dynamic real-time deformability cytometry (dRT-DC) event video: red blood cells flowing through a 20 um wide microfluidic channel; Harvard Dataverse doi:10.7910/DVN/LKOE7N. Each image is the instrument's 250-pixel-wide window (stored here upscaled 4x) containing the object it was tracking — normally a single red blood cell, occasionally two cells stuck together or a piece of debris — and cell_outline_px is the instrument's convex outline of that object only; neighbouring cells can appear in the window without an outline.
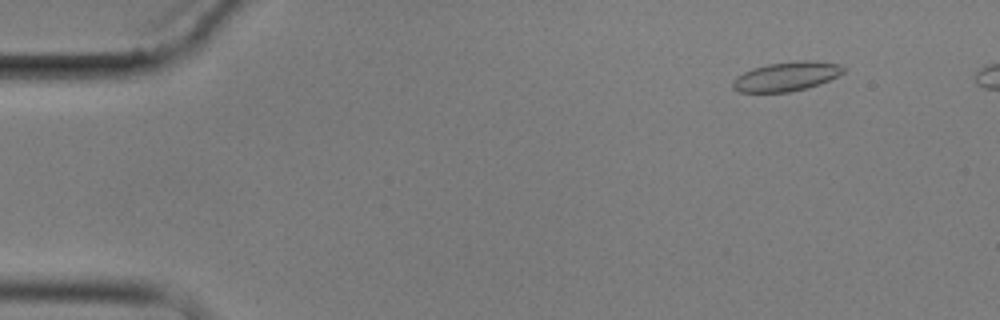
{"species": "common noctule bat (a hibernating species)", "species_latin": "Nyctalus noctula", "temperature_condition": "cold", "stored_images_in_passage": 4, "camera_frame_rate_fps": 3000, "um_per_image_px": 0.085, "animal": {"sex": "male", "body_mass_g": 17.9}, "frame": {"image": 1, "passage_image": 1, "time_ms": 0.0, "image_size_px": [1000, 320], "cell_outline_px": [[844, 72], [820, 84], [788, 92], [740, 92], [732, 88], [732, 80], [736, 76], [752, 68], [768, 64], [804, 60], [808, 60], [840, 64], [844, 68]], "centroid_in_image_um": [66.8, 6.5], "position_along_channel_um": 18.2, "area_um2": 18.67}}